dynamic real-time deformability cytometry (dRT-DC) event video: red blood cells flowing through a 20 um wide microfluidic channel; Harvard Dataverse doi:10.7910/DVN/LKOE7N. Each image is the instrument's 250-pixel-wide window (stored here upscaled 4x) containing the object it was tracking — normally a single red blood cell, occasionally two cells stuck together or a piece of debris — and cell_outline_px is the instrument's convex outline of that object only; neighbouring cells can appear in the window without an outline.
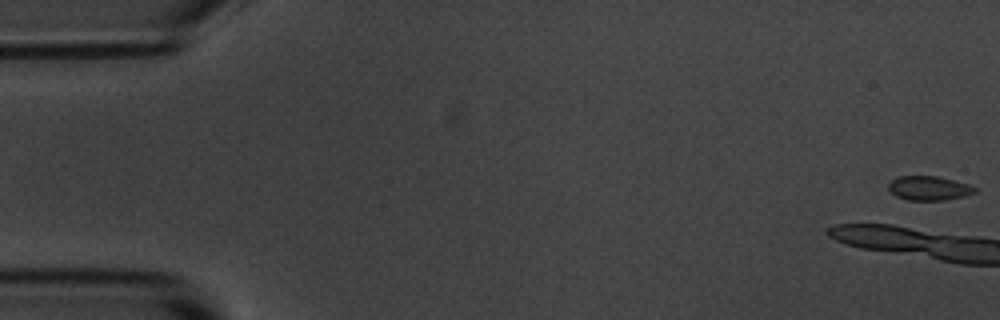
{"species": "common noctule bat (a hibernating species)", "species_latin": "Nyctalus noctula", "temperature_condition": "room temperature", "stored_images_in_passage": 2, "camera_frame_rate_fps": 3000, "um_per_image_px": 0.085, "animal": {"sex": "male", "body_mass_g": 20.1, "forearm_length_mm": 53.5}, "frame": {"image": 1, "passage_image": 1, "time_ms": 0.0, "image_size_px": [1000, 320], "cell_outline_px": [[976, 192], [964, 196], [944, 200], [908, 200], [896, 196], [888, 188], [888, 184], [892, 180], [900, 176], [936, 176], [968, 184], [976, 188]], "centroid_in_image_um": [78.95, 16.0], "position_along_channel_um": 6.0, "area_um2": 12.02}}